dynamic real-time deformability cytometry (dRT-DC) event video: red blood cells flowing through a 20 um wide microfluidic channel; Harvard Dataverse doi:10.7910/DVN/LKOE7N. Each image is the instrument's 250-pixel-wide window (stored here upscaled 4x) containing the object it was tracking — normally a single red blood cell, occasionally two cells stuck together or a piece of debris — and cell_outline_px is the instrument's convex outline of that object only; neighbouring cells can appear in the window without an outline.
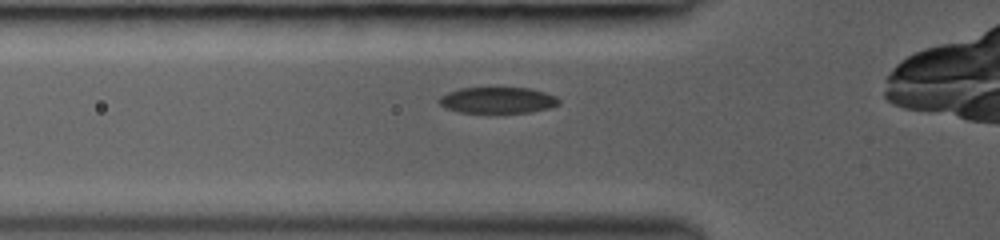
{"species": "common noctule bat (a hibernating species)", "species_latin": "Nyctalus noctula", "temperature_condition": "room temperature", "stored_images_in_passage": 27, "camera_frame_rate_fps": 3000, "um_per_image_px": 0.085, "animal": {"sex": "female", "body_mass_g": 19.0, "forearm_length_mm": 53.3}, "frame": {"image": 1, "passage_image": 3, "time_ms": 0.667, "image_size_px": [1000, 240], "cell_outline_px": [[560, 104], [548, 108], [532, 112], [460, 112], [448, 108], [440, 104], [436, 100], [440, 96], [448, 92], [460, 88], [528, 88], [544, 92], [556, 96], [560, 100]], "centroid_in_image_um": [42.3, 8.51], "position_along_channel_um": 83.5, "area_um2": 18.09}}
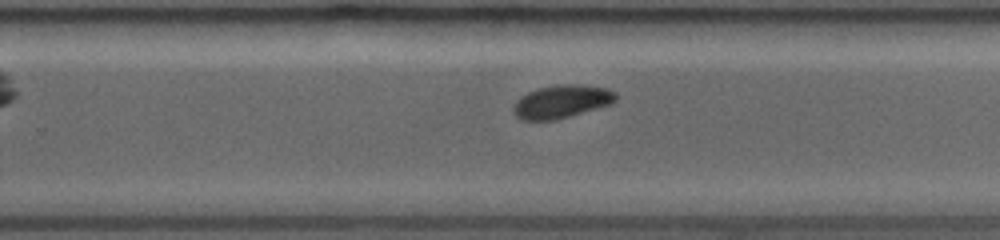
{"frame": {"image": 2, "passage_image": 17, "time_ms": 5.333, "image_size_px": [1000, 240], "cell_outline_px": [[616, 100], [612, 104], [568, 116], [552, 120], [520, 120], [512, 112], [512, 108], [516, 100], [528, 92], [540, 88], [556, 84], [576, 84], [608, 88], [616, 92]], "centroid_in_image_um": [47.73, 8.63], "position_along_channel_um": 282.1, "area_um2": 19.71}}
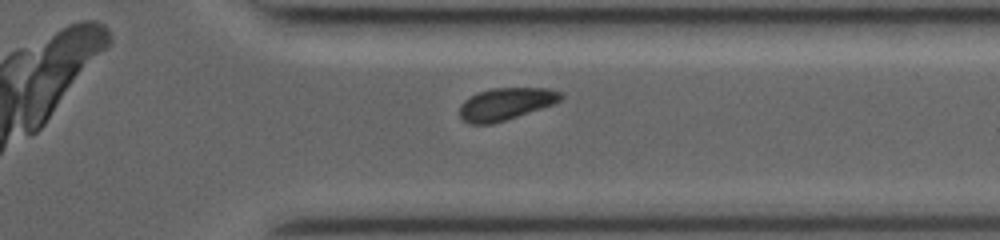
{"frame": {"image": 3, "passage_image": 23, "time_ms": 7.333, "image_size_px": [1000, 240], "cell_outline_px": [[564, 96], [560, 100], [552, 104], [492, 124], [468, 124], [460, 116], [460, 104], [464, 100], [480, 92], [492, 88], [548, 88], [560, 92]], "centroid_in_image_um": [42.96, 8.83], "position_along_channel_um": 368.4, "area_um2": 18.61}}